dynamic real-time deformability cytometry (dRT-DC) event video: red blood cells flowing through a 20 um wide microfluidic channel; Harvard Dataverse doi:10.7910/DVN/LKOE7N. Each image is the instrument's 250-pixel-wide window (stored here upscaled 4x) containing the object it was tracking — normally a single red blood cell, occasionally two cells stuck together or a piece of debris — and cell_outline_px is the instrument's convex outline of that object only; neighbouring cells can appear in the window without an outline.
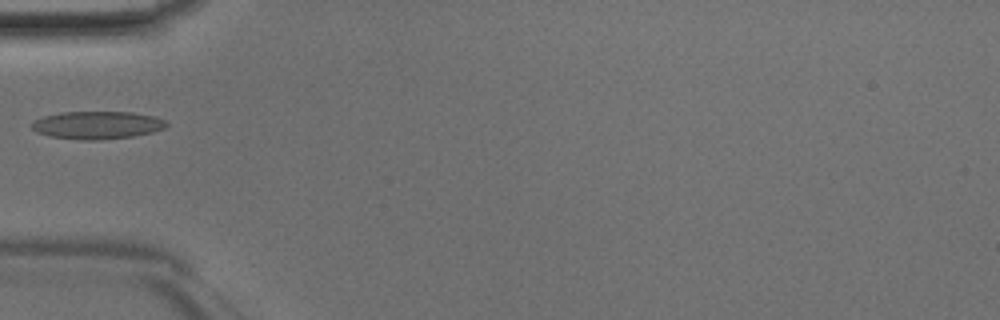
{"species": "Egyptian fruit bat (a non-hibernating species)", "species_latin": "Rousettus aegyptiacus", "temperature_condition": "room temperature", "stored_images_in_passage": 32, "camera_frame_rate_fps": 3000, "um_per_image_px": 0.085, "animal": {"sex": "male"}, "frame": {"image": 1, "passage_image": 1, "time_ms": 0.0, "image_size_px": [1000, 320], "cell_outline_px": [[168, 124], [164, 128], [152, 132], [132, 136], [100, 140], [80, 140], [48, 136], [36, 132], [28, 124], [44, 116], [60, 112], [132, 112], [156, 116], [164, 120]], "centroid_in_image_um": [8.23, 10.63], "position_along_channel_um": 76.8, "area_um2": 21.91}}
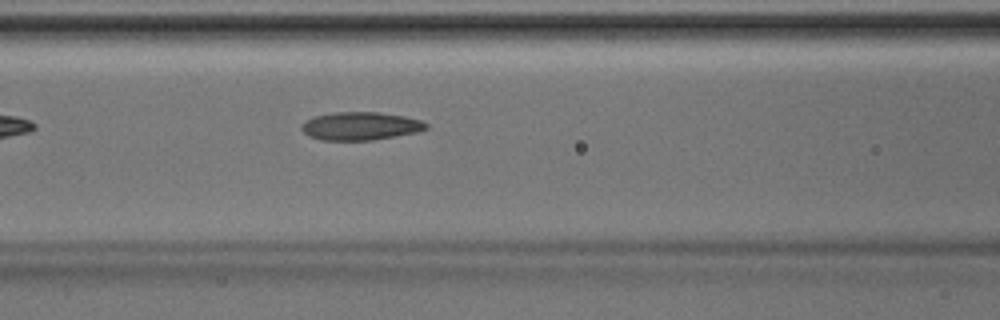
{"frame": {"image": 2, "passage_image": 5, "time_ms": 1.333, "image_size_px": [1000, 320], "cell_outline_px": [[428, 128], [416, 132], [372, 140], [320, 140], [308, 136], [300, 128], [308, 120], [316, 116], [332, 112], [376, 112], [404, 116], [420, 120], [428, 124]], "centroid_in_image_um": [30.64, 10.71], "position_along_channel_um": 136.0, "area_um2": 20.17}}